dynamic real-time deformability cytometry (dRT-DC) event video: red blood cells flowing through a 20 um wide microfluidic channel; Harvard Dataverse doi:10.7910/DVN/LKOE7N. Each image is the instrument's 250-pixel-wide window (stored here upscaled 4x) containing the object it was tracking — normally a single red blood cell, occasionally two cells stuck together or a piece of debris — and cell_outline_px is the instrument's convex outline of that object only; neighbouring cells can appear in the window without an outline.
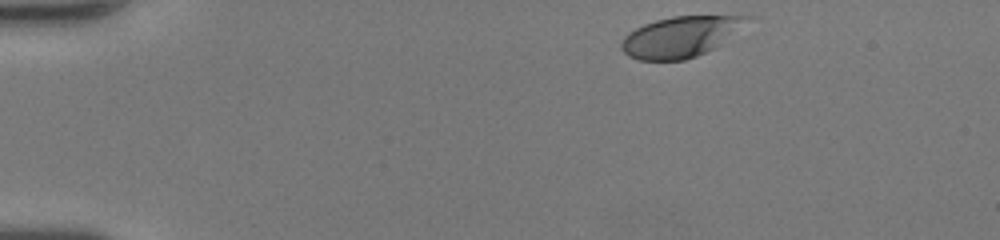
{"species": "human", "species_latin": "Homo sapiens", "temperature_condition": "room temperature", "stored_images_in_passage": 37, "camera_frame_rate_fps": 3000, "um_per_image_px": 0.085, "donor": {"sex": "female"}, "frame": {"image": 1, "passage_image": 1, "time_ms": 0.0, "image_size_px": [1000, 240], "cell_outline_px": [[756, 16], [716, 48], [696, 56], [684, 60], [640, 60], [628, 56], [620, 48], [620, 44], [624, 36], [628, 32], [644, 24], [656, 20], [672, 16]], "centroid_in_image_um": [57.84, 3.12], "position_along_channel_um": 27.2, "area_um2": 29.82}}
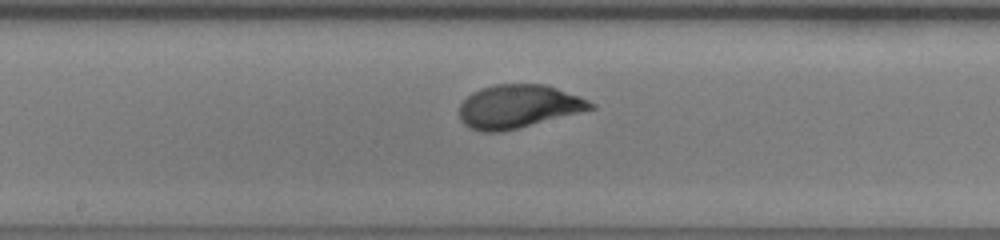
{"frame": {"image": 2, "passage_image": 20, "time_ms": 6.333, "image_size_px": [1000, 240], "cell_outline_px": [[596, 108], [500, 132], [480, 132], [464, 124], [460, 120], [460, 104], [472, 92], [480, 88], [496, 84], [544, 84], [580, 96], [596, 104]], "centroid_in_image_um": [44.04, 9.04], "position_along_channel_um": 204.2, "area_um2": 32.89}}
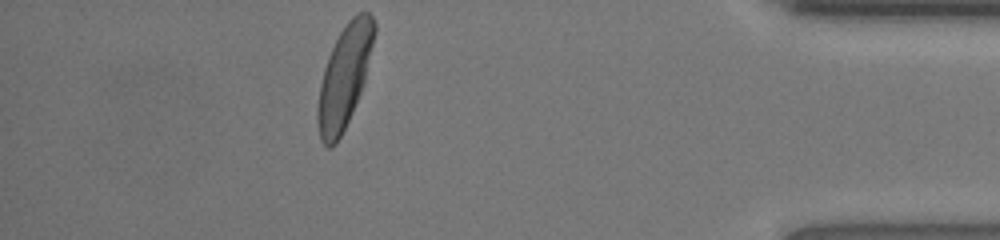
{"frame": {"image": 3, "passage_image": 37, "time_ms": 12.0, "image_size_px": [1000, 240], "cell_outline_px": [[376, 32], [364, 80], [360, 92], [352, 112], [336, 144], [332, 148], [328, 148], [320, 140], [316, 120], [316, 108], [320, 84], [324, 68], [328, 56], [344, 24], [356, 12], [368, 12], [372, 16], [376, 24]], "centroid_in_image_um": [29.26, 6.5], "position_along_channel_um": 405.9, "area_um2": 33.64}, "authors_computed_cell_mechanics": {"area_um2": 32.8304, "velocity_mm_per_s": 4.279, "shape_relaxation_time_tau1_ms": 3.4897, "shape_relaxation_time_tau2_ms": null, "deformation_change_tau1": 0.2098, "deformation_change_tau2": null}}